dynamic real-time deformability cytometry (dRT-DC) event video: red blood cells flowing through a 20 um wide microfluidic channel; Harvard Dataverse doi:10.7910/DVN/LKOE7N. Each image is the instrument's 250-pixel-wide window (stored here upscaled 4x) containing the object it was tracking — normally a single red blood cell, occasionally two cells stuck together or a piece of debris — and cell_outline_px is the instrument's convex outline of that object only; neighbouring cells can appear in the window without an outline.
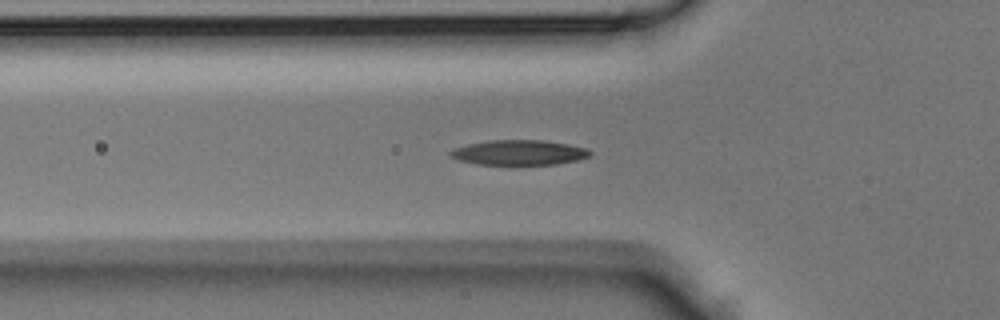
{"species": "Egyptian fruit bat (a non-hibernating species)", "species_latin": "Rousettus aegyptiacus", "temperature_condition": "room temperature", "stored_images_in_passage": 33, "camera_frame_rate_fps": 3000, "um_per_image_px": 0.085, "animal": {"sex": "male"}, "frame": {"image": 1, "passage_image": 3, "time_ms": 0.667, "image_size_px": [1000, 320], "cell_outline_px": [[592, 152], [588, 156], [580, 160], [556, 164], [476, 164], [460, 160], [448, 156], [448, 152], [456, 148], [468, 144], [488, 140], [544, 140], [568, 144], [584, 148]], "centroid_in_image_um": [44.1, 12.96], "position_along_channel_um": 81.7, "area_um2": 20.23}}
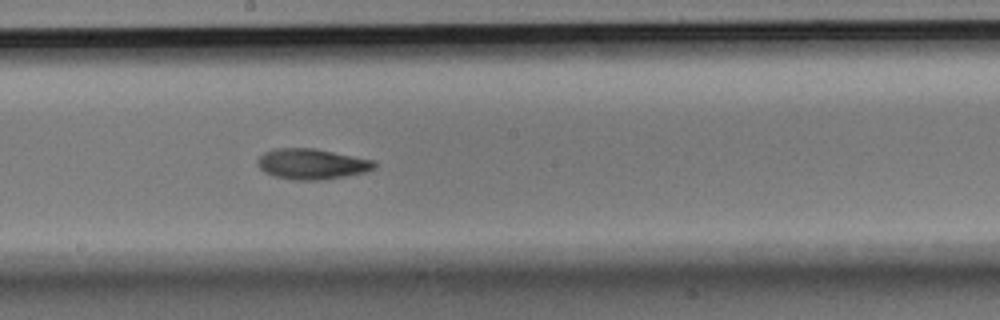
{"frame": {"image": 2, "passage_image": 12, "time_ms": 3.667, "image_size_px": [1000, 320], "cell_outline_px": [[376, 168], [364, 172], [324, 180], [292, 180], [276, 176], [264, 172], [256, 164], [256, 160], [264, 152], [276, 148], [312, 148], [376, 160]], "centroid_in_image_um": [26.5, 13.94], "position_along_channel_um": 221.7, "area_um2": 20.87}}
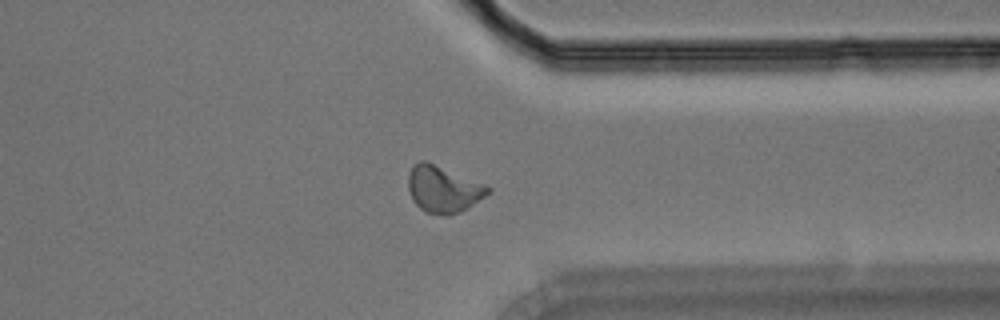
{"frame": {"image": 3, "passage_image": 22, "time_ms": 7.0, "image_size_px": [1000, 320], "cell_outline_px": [[492, 192], [468, 208], [460, 212], [448, 216], [444, 216], [424, 212], [412, 200], [408, 188], [408, 172], [412, 164], [420, 160], [424, 160], [484, 184], [492, 188]], "centroid_in_image_um": [37.66, 16.1], "position_along_channel_um": 373.7, "area_um2": 21.85}}